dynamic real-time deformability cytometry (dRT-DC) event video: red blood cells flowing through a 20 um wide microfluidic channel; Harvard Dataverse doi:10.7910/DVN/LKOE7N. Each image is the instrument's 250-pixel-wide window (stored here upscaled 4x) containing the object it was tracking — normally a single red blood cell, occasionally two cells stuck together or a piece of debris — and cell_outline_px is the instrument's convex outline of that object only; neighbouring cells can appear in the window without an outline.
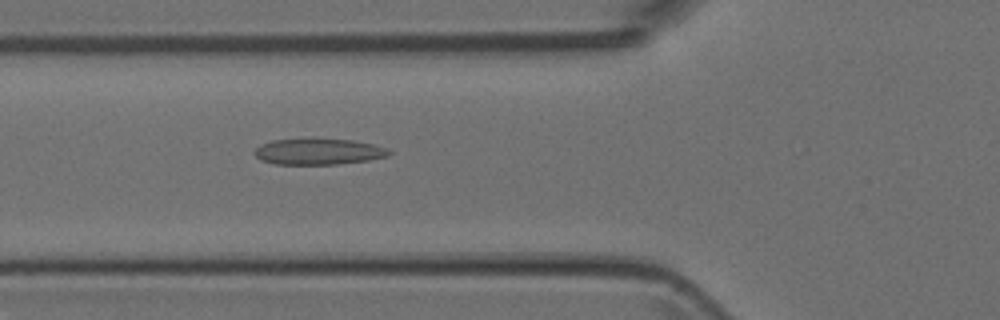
{"species": "Egyptian fruit bat (a non-hibernating species)", "species_latin": "Rousettus aegyptiacus", "temperature_condition": "room temperature", "stored_images_in_passage": 21, "camera_frame_rate_fps": 3000, "um_per_image_px": 0.085, "animal": {"sex": "female"}, "frame": {"image": 1, "passage_image": 17, "time_ms": 5.333, "image_size_px": [1000, 320], "cell_outline_px": [[392, 152], [388, 156], [368, 160], [336, 164], [276, 164], [260, 160], [252, 152], [260, 144], [272, 140], [312, 136], [352, 140], [372, 144], [388, 148]], "centroid_in_image_um": [27.03, 12.84], "position_along_channel_um": 98.8, "area_um2": 21.21}}
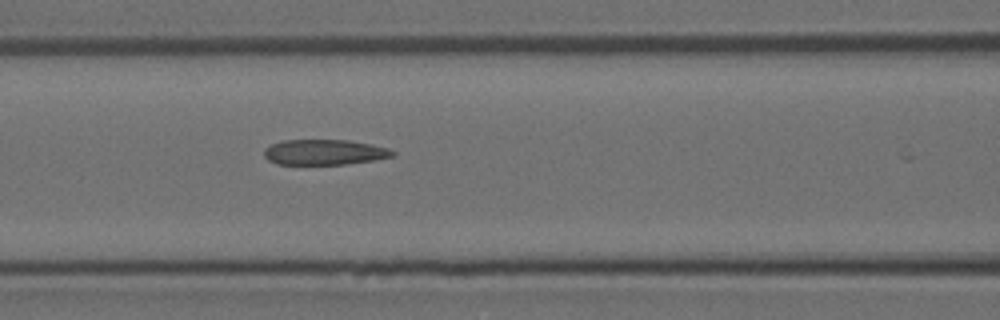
{"frame": {"image": 2, "passage_image": 20, "time_ms": 6.333, "image_size_px": [1000, 320], "cell_outline_px": [[396, 152], [392, 156], [372, 160], [344, 164], [276, 164], [268, 160], [264, 156], [264, 148], [280, 140], [348, 140], [388, 148]], "centroid_in_image_um": [27.51, 12.93], "position_along_channel_um": 139.1, "area_um2": 18.84}}